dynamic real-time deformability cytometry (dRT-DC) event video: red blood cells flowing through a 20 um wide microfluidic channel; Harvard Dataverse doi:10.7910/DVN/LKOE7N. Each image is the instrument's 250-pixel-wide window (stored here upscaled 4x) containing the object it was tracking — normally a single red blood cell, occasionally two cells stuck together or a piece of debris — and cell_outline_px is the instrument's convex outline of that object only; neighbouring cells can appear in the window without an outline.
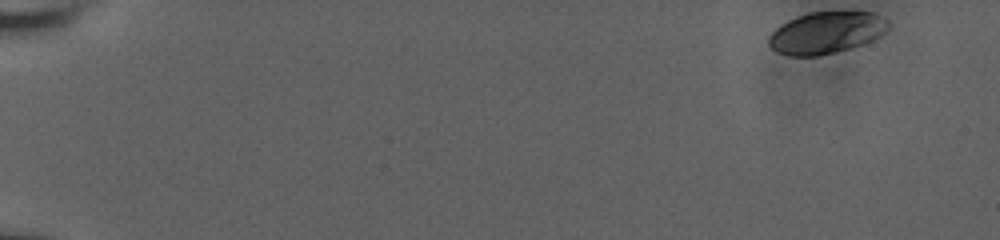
{"species": "human", "species_latin": "Homo sapiens", "temperature_condition": "room temperature", "stored_images_in_passage": 87, "camera_frame_rate_fps": 3000, "um_per_image_px": 0.085, "donor": {"sex": "male"}, "frame": {"image": 1, "passage_image": 1, "time_ms": 0.0, "image_size_px": [1000, 240], "cell_outline_px": [[888, 28], [880, 36], [872, 40], [848, 48], [816, 56], [788, 56], [776, 52], [768, 44], [768, 36], [780, 24], [796, 16], [808, 12], [872, 12], [884, 16], [888, 20]], "centroid_in_image_um": [70.2, 2.76], "position_along_channel_um": 14.8, "area_um2": 29.07}}
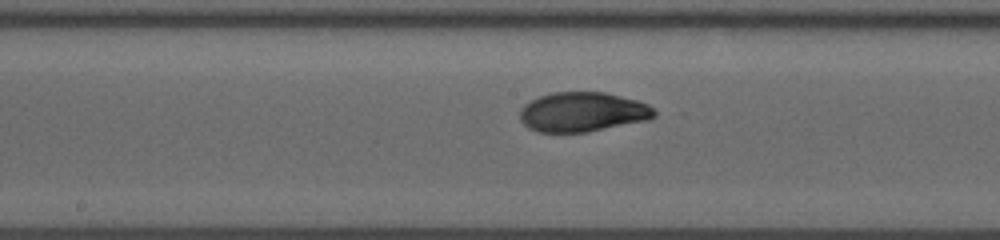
{"frame": {"image": 2, "passage_image": 46, "time_ms": 10.0, "image_size_px": [1000, 240], "cell_outline_px": [[656, 116], [648, 120], [588, 132], [540, 132], [528, 128], [520, 120], [520, 112], [524, 104], [540, 96], [552, 92], [604, 92], [636, 100], [648, 104], [656, 112]], "centroid_in_image_um": [49.52, 9.52], "position_along_channel_um": 198.7, "area_um2": 30.98}}
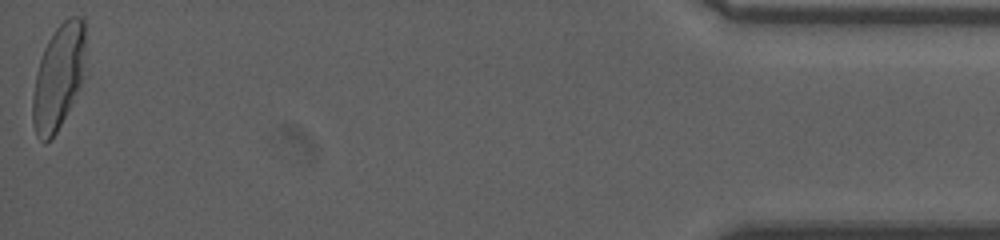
{"frame": {"image": 3, "passage_image": 86, "time_ms": 18.667, "image_size_px": [1000, 240], "cell_outline_px": [[84, 52], [80, 84], [56, 132], [44, 144], [36, 136], [32, 120], [32, 100], [36, 76], [40, 60], [44, 48], [48, 40], [56, 28], [68, 16], [80, 16], [84, 20]], "centroid_in_image_um": [4.93, 6.52], "position_along_channel_um": 430.3, "area_um2": 31.33}, "authors_computed_cell_mechanics": {"area_um2": 30.345, "velocity_mm_per_s": 3.6405, "shape_relaxation_time_tau1_ms": 4.4001, "shape_relaxation_time_tau2_ms": 0.8442, "deformation_change_tau1": 0.1714, "deformation_change_tau2": 0.0515}}